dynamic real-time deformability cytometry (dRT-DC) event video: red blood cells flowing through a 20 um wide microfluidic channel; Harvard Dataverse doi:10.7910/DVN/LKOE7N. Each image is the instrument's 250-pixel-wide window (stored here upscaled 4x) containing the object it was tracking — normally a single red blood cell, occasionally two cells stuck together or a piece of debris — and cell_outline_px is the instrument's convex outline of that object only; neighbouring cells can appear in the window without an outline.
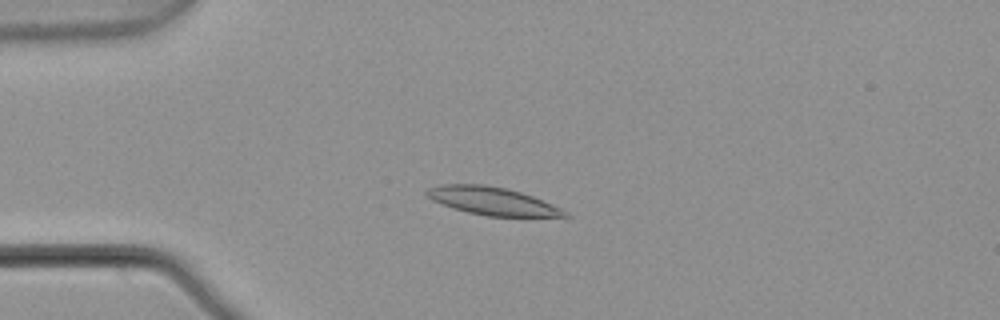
{"species": "common noctule bat (a hibernating species)", "species_latin": "Nyctalus noctula", "temperature_condition": "warm", "stored_images_in_passage": 5, "camera_frame_rate_fps": 3000, "um_per_image_px": 0.085, "animal": {"sex": "male", "body_mass_g": 21.5, "forearm_length_mm": 52.0}, "frame": {"image": 1, "passage_image": 2, "time_ms": 0.333, "image_size_px": [1000, 320], "cell_outline_px": [[572, 216], [488, 216], [468, 212], [452, 208], [432, 200], [424, 192], [428, 188], [440, 184], [484, 184], [504, 188], [520, 192], [532, 196], [560, 208], [568, 212]], "centroid_in_image_um": [41.8, 17.08], "position_along_channel_um": 43.2, "area_um2": 22.14}}
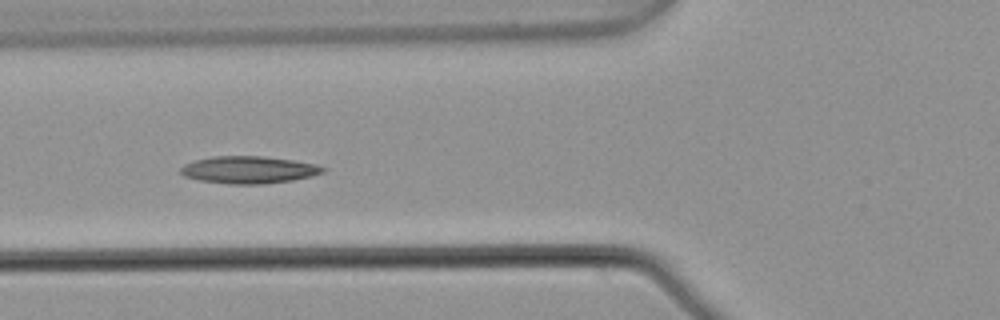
{"frame": {"image": 2, "passage_image": 4, "time_ms": 1.0, "image_size_px": [1000, 320], "cell_outline_px": [[324, 172], [312, 176], [292, 180], [264, 184], [228, 184], [200, 180], [184, 176], [180, 172], [180, 168], [184, 164], [196, 160], [216, 156], [260, 156], [292, 160], [316, 164], [324, 168]], "centroid_in_image_um": [21.13, 14.44], "position_along_channel_um": 104.7, "area_um2": 22.43}}
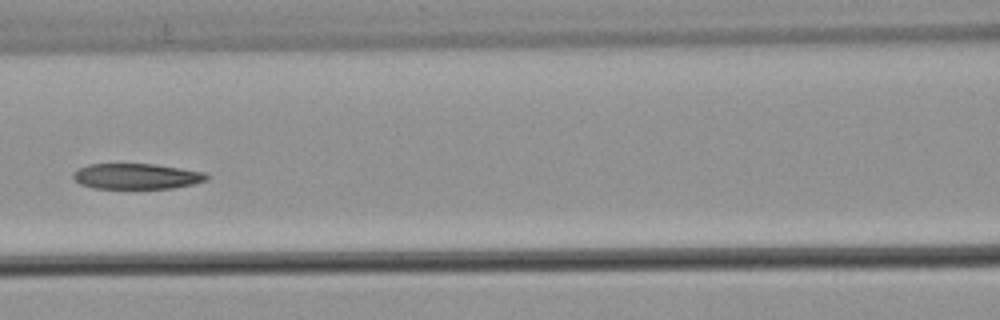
{"frame": {"image": 3, "passage_image": 5, "time_ms": 1.333, "image_size_px": [1000, 320], "cell_outline_px": [[208, 180], [192, 184], [172, 188], [92, 188], [80, 184], [72, 176], [80, 168], [88, 164], [156, 164], [204, 172], [208, 176]], "centroid_in_image_um": [11.62, 14.98], "position_along_channel_um": 155.0, "area_um2": 19.71}}